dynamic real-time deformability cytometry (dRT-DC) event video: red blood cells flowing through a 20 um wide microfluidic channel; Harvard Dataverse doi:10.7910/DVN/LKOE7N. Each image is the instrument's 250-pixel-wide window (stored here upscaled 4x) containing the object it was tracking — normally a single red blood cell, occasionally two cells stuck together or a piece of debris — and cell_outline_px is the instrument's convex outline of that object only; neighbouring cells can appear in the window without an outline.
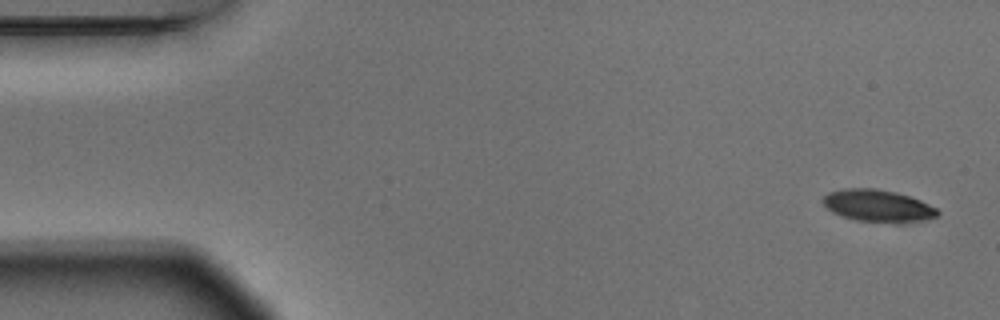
{"species": "Egyptian fruit bat (a non-hibernating species)", "species_latin": "Rousettus aegyptiacus", "temperature_condition": "warm", "stored_images_in_passage": 5, "camera_frame_rate_fps": 3000, "um_per_image_px": 0.085, "animal": {"sex": "male"}, "frame": {"image": 1, "passage_image": 1, "time_ms": 0.0, "image_size_px": [1000, 320], "cell_outline_px": [[940, 216], [916, 220], [856, 220], [840, 216], [832, 212], [820, 200], [828, 192], [844, 188], [876, 188], [896, 192], [920, 200], [936, 208], [940, 212]], "centroid_in_image_um": [74.54, 17.44], "position_along_channel_um": 10.5, "area_um2": 20.75}}
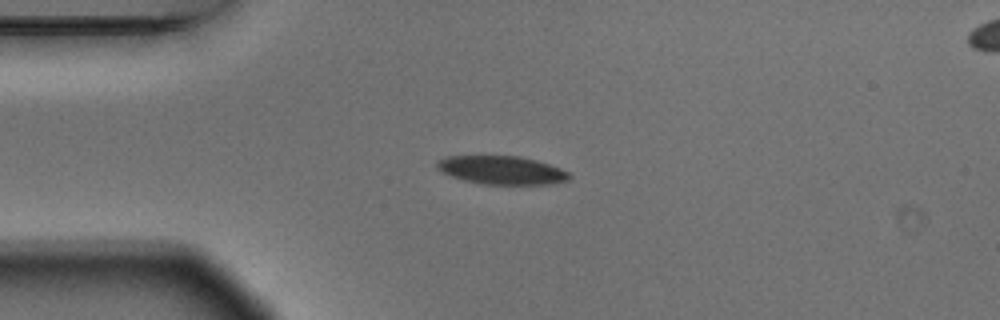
{"frame": {"image": 2, "passage_image": 4, "time_ms": 1.0, "image_size_px": [1000, 320], "cell_outline_px": [[572, 176], [568, 180], [552, 184], [480, 184], [464, 180], [440, 172], [436, 168], [436, 164], [440, 160], [448, 156], [520, 156], [536, 160], [560, 168], [568, 172]], "centroid_in_image_um": [42.65, 14.47], "position_along_channel_um": 42.4, "area_um2": 21.85}}